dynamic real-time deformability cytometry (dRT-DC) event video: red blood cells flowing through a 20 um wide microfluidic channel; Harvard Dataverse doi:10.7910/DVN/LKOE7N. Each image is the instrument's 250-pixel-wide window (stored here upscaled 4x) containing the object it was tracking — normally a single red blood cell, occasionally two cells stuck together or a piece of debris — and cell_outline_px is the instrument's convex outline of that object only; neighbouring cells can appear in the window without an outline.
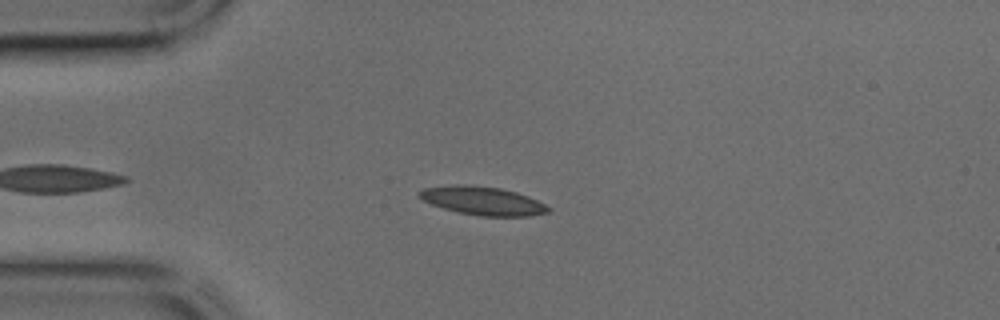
{"species": "common noctule bat (a hibernating species)", "species_latin": "Nyctalus noctula", "temperature_condition": "cold", "stored_images_in_passage": 40, "camera_frame_rate_fps": 3000, "um_per_image_px": 0.085, "animal": {"sex": "male", "body_mass_g": 17.9, "forearm_length_mm": 54.2}, "frame": {"image": 1, "passage_image": 9, "time_ms": 2.667, "image_size_px": [1000, 320], "cell_outline_px": [[552, 208], [548, 212], [528, 216], [480, 216], [456, 212], [432, 204], [416, 196], [416, 192], [424, 188], [456, 184], [464, 184], [500, 188], [516, 192], [528, 196]], "centroid_in_image_um": [40.99, 17.06], "position_along_channel_um": 44.0, "area_um2": 21.39}}
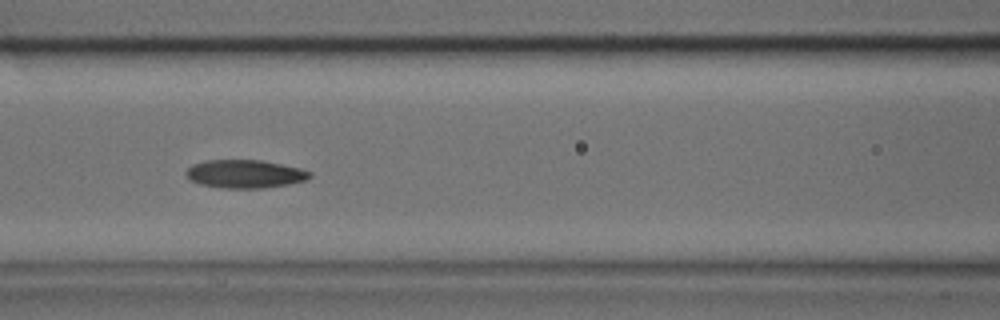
{"frame": {"image": 2, "passage_image": 17, "time_ms": 5.333, "image_size_px": [1000, 320], "cell_outline_px": [[312, 176], [304, 180], [288, 184], [264, 188], [220, 188], [200, 184], [188, 180], [184, 172], [192, 164], [204, 160], [260, 160], [300, 168], [312, 172]], "centroid_in_image_um": [20.76, 14.78], "position_along_channel_um": 145.8, "area_um2": 20.46}}
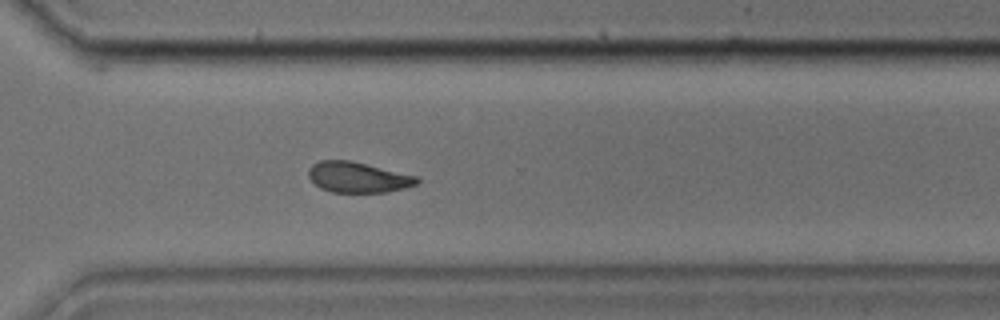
{"frame": {"image": 3, "passage_image": 30, "time_ms": 9.667, "image_size_px": [1000, 320], "cell_outline_px": [[420, 180], [416, 184], [404, 188], [388, 192], [332, 192], [320, 188], [308, 176], [308, 168], [312, 164], [320, 160], [348, 160], [420, 176]], "centroid_in_image_um": [30.44, 15.06], "position_along_channel_um": 340.2, "area_um2": 19.36}}